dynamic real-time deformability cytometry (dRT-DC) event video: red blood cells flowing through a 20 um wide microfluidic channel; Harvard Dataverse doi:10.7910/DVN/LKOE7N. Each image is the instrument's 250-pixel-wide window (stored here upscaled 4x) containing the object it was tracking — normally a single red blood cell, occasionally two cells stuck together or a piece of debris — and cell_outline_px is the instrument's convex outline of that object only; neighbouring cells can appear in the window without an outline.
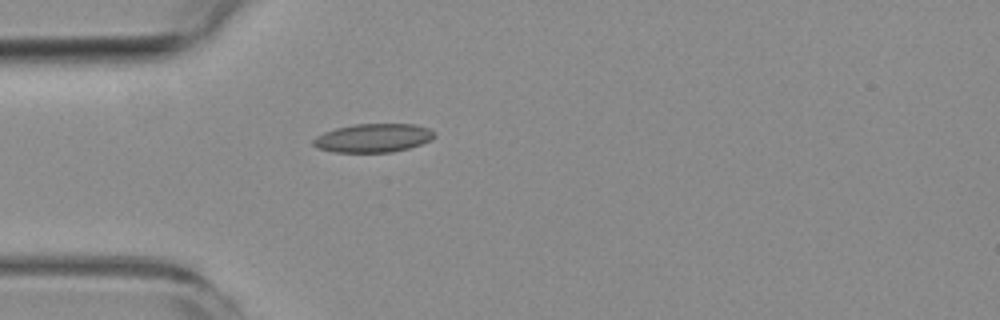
{"species": "common noctule bat (a hibernating species)", "species_latin": "Nyctalus noctula", "temperature_condition": "room temperature", "stored_images_in_passage": 4, "camera_frame_rate_fps": 3000, "um_per_image_px": 0.085, "animal": {"sex": "female", "body_mass_g": 19.3, "forearm_length_mm": 54.1}, "frame": {"image": 1, "passage_image": 4, "time_ms": 5.0, "image_size_px": [1000, 320], "cell_outline_px": [[436, 136], [432, 140], [408, 148], [392, 152], [336, 152], [316, 148], [312, 144], [312, 140], [316, 136], [324, 132], [336, 128], [356, 124], [412, 124], [428, 128], [436, 132]], "centroid_in_image_um": [31.72, 11.73], "position_along_channel_um": 53.3, "area_um2": 20.23}}